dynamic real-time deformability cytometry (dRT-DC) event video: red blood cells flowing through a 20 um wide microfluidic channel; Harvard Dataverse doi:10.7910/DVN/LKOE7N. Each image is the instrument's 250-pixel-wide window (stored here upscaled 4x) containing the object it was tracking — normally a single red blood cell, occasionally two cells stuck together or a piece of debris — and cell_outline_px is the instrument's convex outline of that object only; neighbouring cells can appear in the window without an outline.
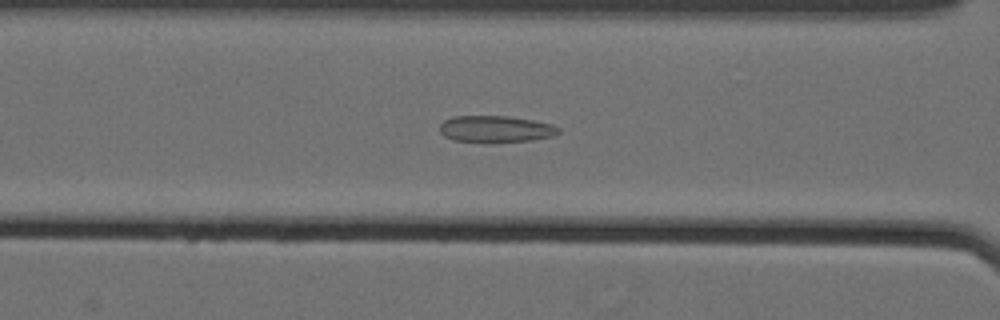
{"species": "Egyptian fruit bat (a non-hibernating species)", "species_latin": "Rousettus aegyptiacus", "temperature_condition": "cold", "stored_images_in_passage": 60, "camera_frame_rate_fps": 3000, "um_per_image_px": 0.085, "animal": {"sex": "female"}, "frame": {"image": 1, "passage_image": 28, "time_ms": 9.0, "image_size_px": [1000, 320], "cell_outline_px": [[560, 132], [552, 136], [532, 140], [452, 140], [444, 136], [440, 132], [440, 124], [444, 120], [452, 116], [508, 116], [532, 120], [552, 124], [560, 128]], "centroid_in_image_um": [42.13, 10.92], "position_along_channel_um": 124.5, "area_um2": 17.8}}
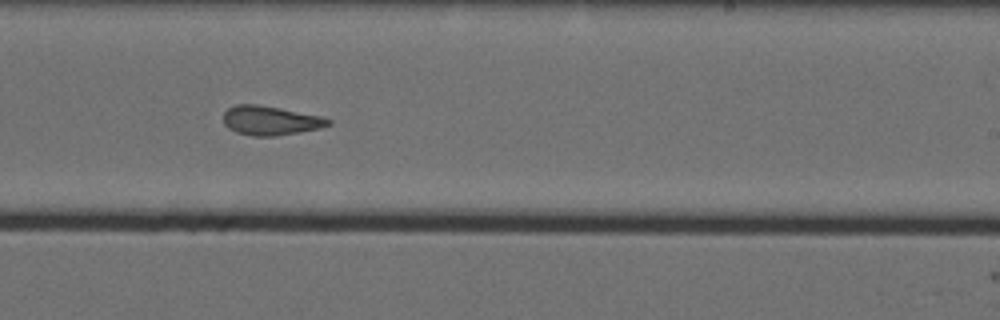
{"frame": {"image": 2, "passage_image": 40, "time_ms": 13.0, "image_size_px": [1000, 320], "cell_outline_px": [[332, 124], [320, 128], [272, 136], [252, 136], [236, 132], [228, 128], [224, 124], [224, 112], [228, 108], [236, 104], [256, 104], [280, 108], [320, 116], [332, 120]], "centroid_in_image_um": [22.96, 10.24], "position_along_channel_um": 266.0, "area_um2": 17.69}}
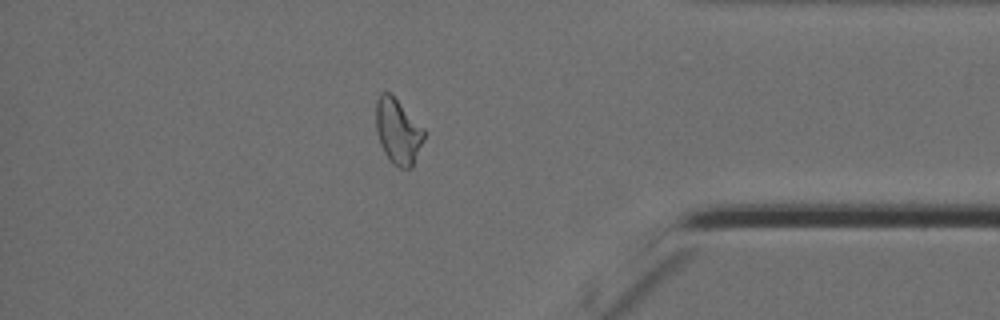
{"frame": {"image": 3, "passage_image": 53, "time_ms": 17.333, "image_size_px": [1000, 320], "cell_outline_px": [[424, 136], [412, 168], [400, 168], [392, 164], [388, 160], [380, 144], [376, 132], [376, 100], [380, 92], [388, 92], [424, 128]], "centroid_in_image_um": [33.79, 11.19], "position_along_channel_um": 401.4, "area_um2": 18.09}, "authors_computed_cell_mechanics": {"area_um2": 19.2185, "velocity_mm_per_s": 3.5498, "shape_relaxation_time_tau1_ms": null, "shape_relaxation_time_tau2_ms": 2.5408, "deformation_change_tau1": null, "deformation_change_tau2": 0.1132}}